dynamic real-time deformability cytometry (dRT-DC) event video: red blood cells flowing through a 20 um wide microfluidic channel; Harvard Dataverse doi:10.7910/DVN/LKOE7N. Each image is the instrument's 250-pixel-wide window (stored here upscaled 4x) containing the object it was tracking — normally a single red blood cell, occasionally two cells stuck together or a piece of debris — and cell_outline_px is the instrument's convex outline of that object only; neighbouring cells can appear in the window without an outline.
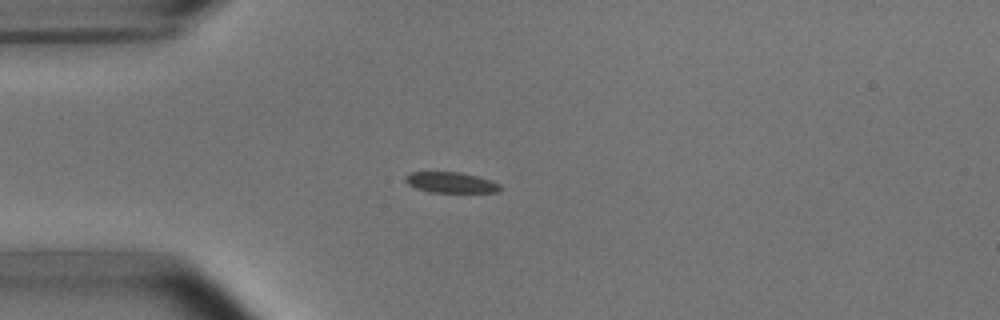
{"species": "common noctule bat (a hibernating species)", "species_latin": "Nyctalus noctula", "temperature_condition": "room temperature", "stored_images_in_passage": 7, "camera_frame_rate_fps": 3000, "um_per_image_px": 0.085, "animal": {"sex": "male", "body_mass_g": 15.6}, "frame": {"image": 1, "passage_image": 4, "time_ms": 3.667, "image_size_px": [1000, 320], "cell_outline_px": [[504, 188], [496, 192], [428, 192], [416, 188], [408, 184], [404, 180], [404, 176], [412, 172], [460, 172], [480, 176], [492, 180], [500, 184]], "centroid_in_image_um": [38.36, 15.51], "position_along_channel_um": 46.6, "area_um2": 11.62}}
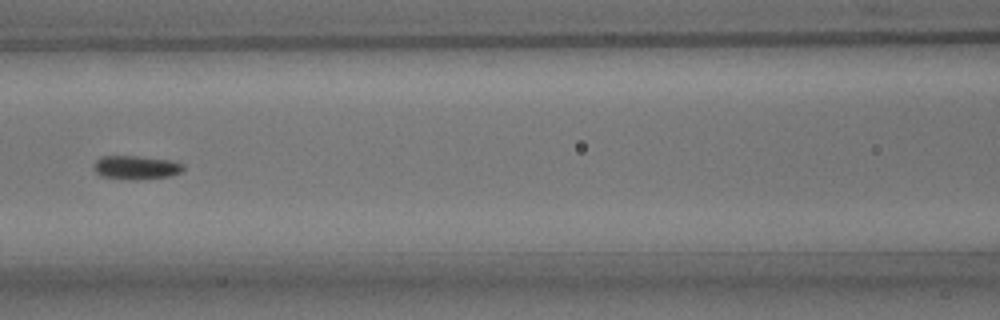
{"frame": {"image": 2, "passage_image": 7, "time_ms": 7.0, "image_size_px": [1000, 320], "cell_outline_px": [[184, 168], [180, 172], [172, 176], [136, 180], [100, 176], [92, 168], [92, 164], [100, 156], [136, 156], [176, 160], [184, 164]], "centroid_in_image_um": [11.57, 14.22], "position_along_channel_um": 155.0, "area_um2": 12.66}}